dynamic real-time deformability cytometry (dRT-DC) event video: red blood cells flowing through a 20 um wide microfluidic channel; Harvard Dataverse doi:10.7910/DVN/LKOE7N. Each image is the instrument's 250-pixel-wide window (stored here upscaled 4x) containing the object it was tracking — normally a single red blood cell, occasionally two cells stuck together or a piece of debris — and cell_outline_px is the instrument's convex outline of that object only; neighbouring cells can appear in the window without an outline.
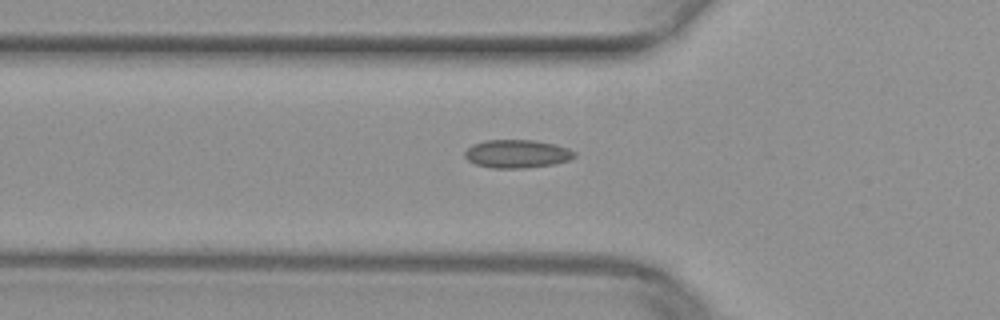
{"species": "common noctule bat (a hibernating species)", "species_latin": "Nyctalus noctula", "temperature_condition": "warm", "stored_images_in_passage": 19, "camera_frame_rate_fps": 3000, "um_per_image_px": 0.085, "animal": {"sex": "female", "body_mass_g": 29.2, "forearm_length_mm": 56.3}, "frame": {"image": 1, "passage_image": 6, "time_ms": 1.667, "image_size_px": [1000, 320], "cell_outline_px": [[576, 156], [568, 160], [552, 164], [524, 168], [492, 168], [476, 164], [468, 160], [464, 156], [464, 152], [472, 144], [488, 140], [532, 140], [556, 144], [568, 148], [576, 152]], "centroid_in_image_um": [43.94, 13.07], "position_along_channel_um": 81.9, "area_um2": 17.98}}
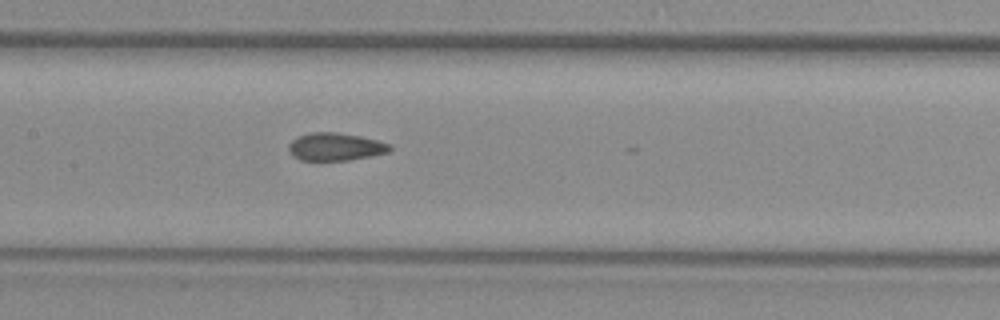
{"frame": {"image": 2, "passage_image": 13, "time_ms": 4.0, "image_size_px": [1000, 320], "cell_outline_px": [[392, 148], [388, 152], [348, 160], [300, 160], [292, 156], [288, 148], [288, 144], [296, 136], [312, 132], [336, 132], [360, 136], [392, 144]], "centroid_in_image_um": [28.47, 12.46], "position_along_channel_um": 178.9, "area_um2": 16.36}}
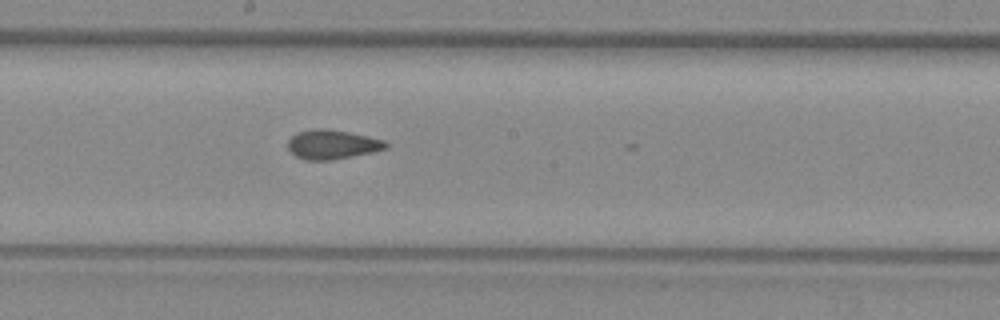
{"frame": {"image": 3, "passage_image": 16, "time_ms": 5.0, "image_size_px": [1000, 320], "cell_outline_px": [[388, 148], [372, 152], [332, 160], [304, 160], [296, 156], [288, 148], [288, 140], [296, 132], [316, 128], [328, 128], [348, 132], [384, 140], [388, 144]], "centroid_in_image_um": [28.22, 12.27], "position_along_channel_um": 220.0, "area_um2": 16.7}}